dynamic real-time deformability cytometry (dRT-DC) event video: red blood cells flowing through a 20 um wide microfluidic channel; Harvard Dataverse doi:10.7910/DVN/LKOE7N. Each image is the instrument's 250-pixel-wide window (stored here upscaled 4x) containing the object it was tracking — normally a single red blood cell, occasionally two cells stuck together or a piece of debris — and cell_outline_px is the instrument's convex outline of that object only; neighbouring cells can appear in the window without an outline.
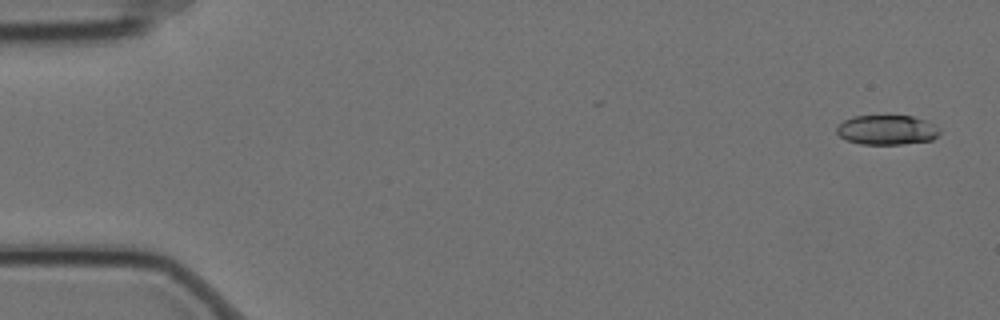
{"species": "Egyptian fruit bat (a non-hibernating species)", "species_latin": "Rousettus aegyptiacus", "temperature_condition": "cold", "stored_images_in_passage": 5, "camera_frame_rate_fps": 3000, "um_per_image_px": 0.085, "animal": {"sex": "female"}, "frame": {"image": 1, "passage_image": 1, "time_ms": 0.0, "image_size_px": [1000, 320], "cell_outline_px": [[940, 132], [932, 140], [904, 144], [860, 144], [844, 140], [836, 132], [836, 128], [844, 120], [852, 116], [912, 116], [924, 120], [940, 128]], "centroid_in_image_um": [75.36, 11.05], "position_along_channel_um": 9.6, "area_um2": 17.8}}
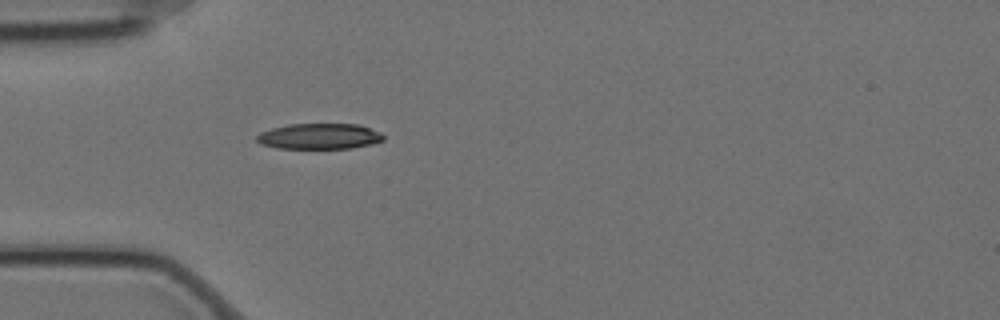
{"frame": {"image": 2, "passage_image": 5, "time_ms": 1.333, "image_size_px": [1000, 320], "cell_outline_px": [[384, 140], [372, 144], [352, 148], [276, 148], [260, 144], [256, 140], [256, 136], [260, 132], [272, 128], [288, 124], [360, 124], [380, 132], [384, 136]], "centroid_in_image_um": [27.14, 11.58], "position_along_channel_um": 57.9, "area_um2": 19.07}}